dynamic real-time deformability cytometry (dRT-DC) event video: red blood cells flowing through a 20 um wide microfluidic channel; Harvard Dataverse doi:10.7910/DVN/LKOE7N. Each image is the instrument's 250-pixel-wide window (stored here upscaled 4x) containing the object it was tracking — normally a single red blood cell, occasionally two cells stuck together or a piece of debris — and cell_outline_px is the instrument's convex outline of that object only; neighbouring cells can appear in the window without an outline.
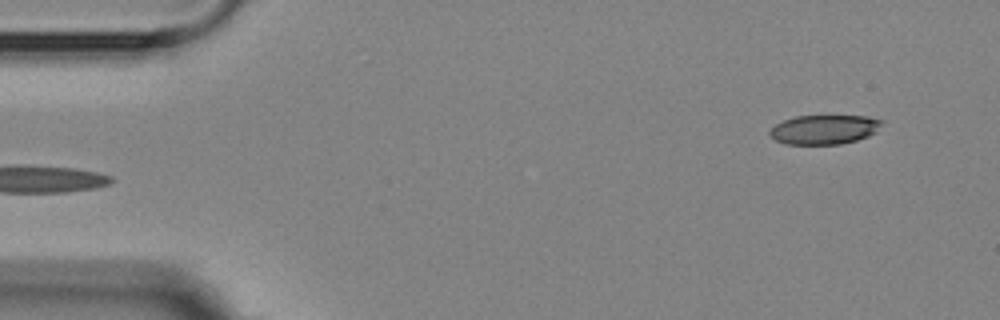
{"species": "Egyptian fruit bat (a non-hibernating species)", "species_latin": "Rousettus aegyptiacus", "temperature_condition": "room temperature", "stored_images_in_passage": 3, "segment_of_instrument_passage": [2, 2], "camera_frame_rate_fps": 3000, "um_per_image_px": 0.085, "animal": {"sex": "female"}, "frame": {"image": 1, "passage_image": 3, "time_ms": 3.333, "image_size_px": [1000, 320], "cell_outline_px": [[884, 120], [876, 132], [868, 136], [856, 140], [840, 144], [784, 144], [776, 140], [768, 132], [776, 124], [784, 120], [796, 116], [868, 116]], "centroid_in_image_um": [70.08, 11.0], "position_along_channel_um": 14.9, "area_um2": 19.07}}